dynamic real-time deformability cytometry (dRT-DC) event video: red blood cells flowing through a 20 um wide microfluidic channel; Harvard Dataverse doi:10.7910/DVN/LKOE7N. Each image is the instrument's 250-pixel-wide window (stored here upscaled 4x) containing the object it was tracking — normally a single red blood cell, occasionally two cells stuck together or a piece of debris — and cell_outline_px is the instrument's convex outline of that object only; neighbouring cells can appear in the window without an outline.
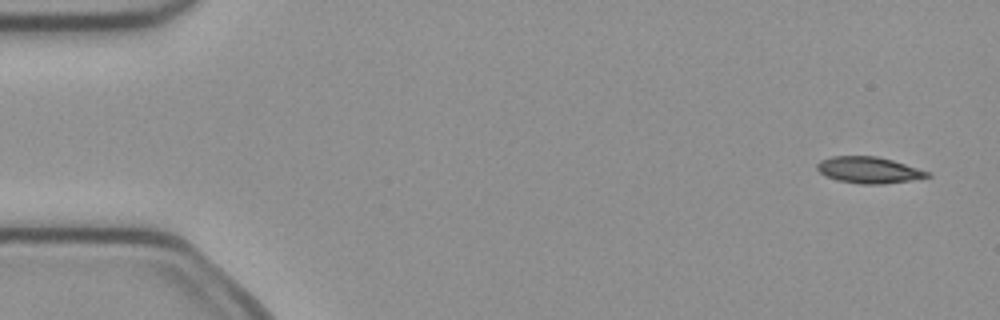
{"species": "common noctule bat (a hibernating species)", "species_latin": "Nyctalus noctula", "temperature_condition": "cold", "stored_images_in_passage": 5, "camera_frame_rate_fps": 3000, "um_per_image_px": 0.085, "animal": {"sex": "female", "body_mass_g": 21.9}, "frame": {"image": 1, "passage_image": 1, "time_ms": 0.0, "image_size_px": [1000, 320], "cell_outline_px": [[932, 176], [912, 180], [884, 184], [860, 184], [836, 180], [824, 176], [816, 168], [816, 164], [820, 160], [832, 156], [876, 156], [892, 160], [928, 172]], "centroid_in_image_um": [73.79, 14.46], "position_along_channel_um": 11.2, "area_um2": 16.94}}